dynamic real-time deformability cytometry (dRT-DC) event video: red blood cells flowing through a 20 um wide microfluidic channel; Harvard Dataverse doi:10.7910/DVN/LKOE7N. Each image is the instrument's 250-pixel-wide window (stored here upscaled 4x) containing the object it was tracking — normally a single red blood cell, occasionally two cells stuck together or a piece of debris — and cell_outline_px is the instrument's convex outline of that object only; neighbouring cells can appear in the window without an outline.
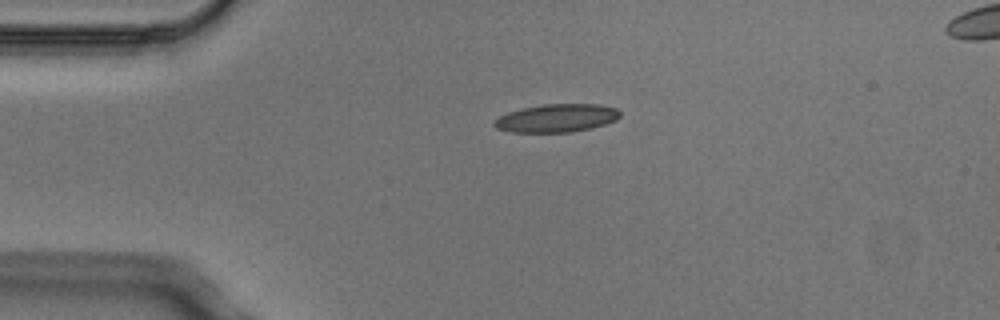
{"species": "Egyptian fruit bat (a non-hibernating species)", "species_latin": "Rousettus aegyptiacus", "temperature_condition": "cold", "stored_images_in_passage": 3, "camera_frame_rate_fps": 3000, "um_per_image_px": 0.085, "animal": {"sex": "male"}, "frame": {"image": 1, "passage_image": 1, "time_ms": 0.0, "image_size_px": [1000, 320], "cell_outline_px": [[620, 116], [616, 120], [592, 128], [572, 132], [512, 132], [496, 128], [492, 124], [492, 120], [508, 112], [524, 108], [544, 104], [600, 104], [616, 108], [620, 112]], "centroid_in_image_um": [47.31, 10.04], "position_along_channel_um": 37.7, "area_um2": 20.63}}
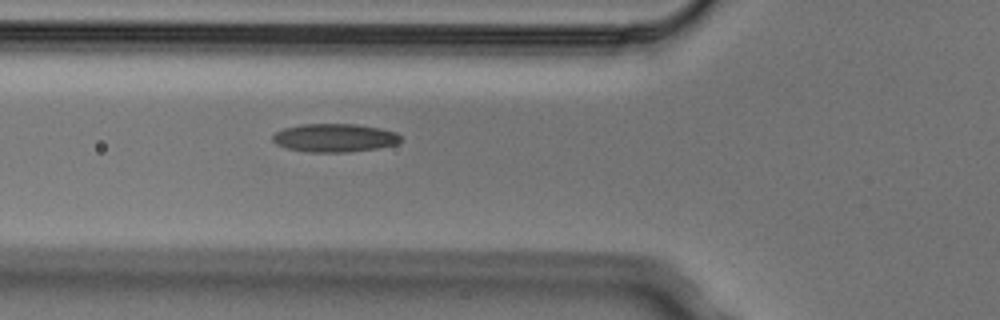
{"frame": {"image": 2, "passage_image": 3, "time_ms": 0.667, "image_size_px": [1000, 320], "cell_outline_px": [[404, 140], [396, 144], [376, 148], [348, 152], [304, 152], [288, 148], [276, 144], [272, 140], [272, 136], [276, 132], [284, 128], [300, 124], [356, 124], [380, 128], [396, 132]], "centroid_in_image_um": [28.44, 11.71], "position_along_channel_um": 97.4, "area_um2": 21.21}}